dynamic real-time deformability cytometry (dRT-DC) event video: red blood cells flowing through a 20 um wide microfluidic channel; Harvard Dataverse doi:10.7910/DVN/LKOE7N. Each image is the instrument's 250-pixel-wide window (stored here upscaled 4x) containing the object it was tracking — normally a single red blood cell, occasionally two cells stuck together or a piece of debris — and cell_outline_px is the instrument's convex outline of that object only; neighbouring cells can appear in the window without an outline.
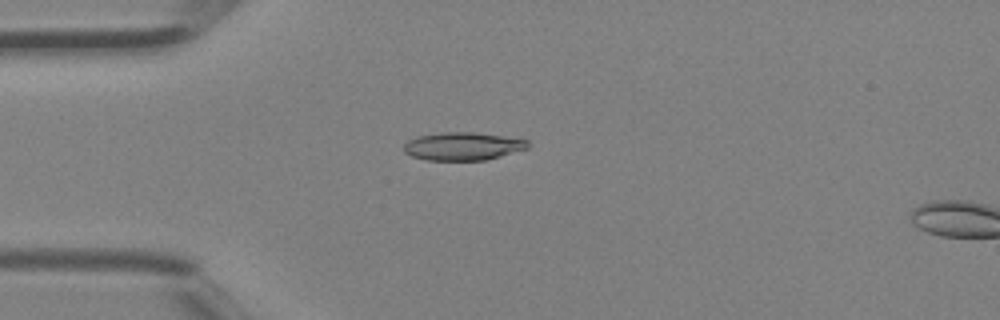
{"species": "Egyptian fruit bat (a non-hibernating species)", "species_latin": "Rousettus aegyptiacus", "temperature_condition": "room temperature", "stored_images_in_passage": 9, "camera_frame_rate_fps": 3000, "um_per_image_px": 0.085, "animal": {"sex": "female"}, "frame": {"image": 1, "passage_image": 7, "time_ms": 2.0, "image_size_px": [1000, 320], "cell_outline_px": [[528, 148], [500, 156], [484, 160], [424, 160], [412, 156], [404, 152], [404, 144], [408, 140], [416, 136], [440, 132], [472, 132], [528, 140]], "centroid_in_image_um": [39.28, 12.43], "position_along_channel_um": 45.7, "area_um2": 20.11}}